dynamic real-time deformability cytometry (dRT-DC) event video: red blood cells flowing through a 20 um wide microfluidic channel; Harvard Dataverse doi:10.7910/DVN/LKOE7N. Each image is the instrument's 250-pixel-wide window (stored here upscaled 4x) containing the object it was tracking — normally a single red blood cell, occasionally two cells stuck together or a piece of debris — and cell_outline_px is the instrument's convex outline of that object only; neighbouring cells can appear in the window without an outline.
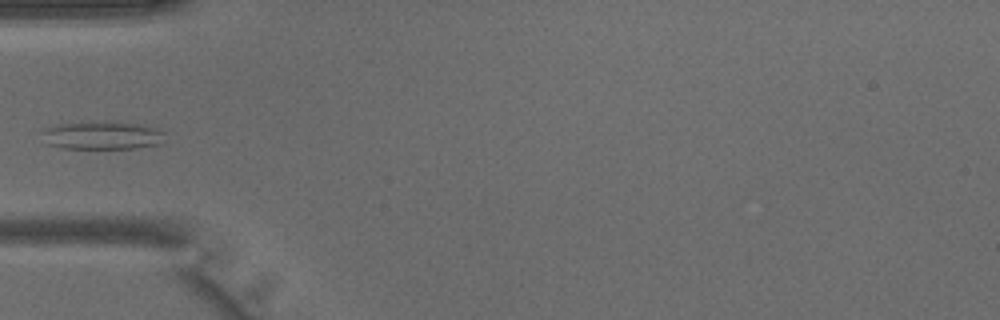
{"species": "common noctule bat (a hibernating species)", "species_latin": "Nyctalus noctula", "temperature_condition": "warm", "stored_images_in_passage": 25, "camera_frame_rate_fps": 3000, "um_per_image_px": 0.085, "animal": {"sex": "male", "body_mass_g": 15.6}, "frame": {"image": 1, "passage_image": 1, "time_ms": 0.0, "image_size_px": [1000, 320], "cell_outline_px": [[164, 144], [136, 148], [60, 148], [44, 144], [44, 128], [56, 124], [80, 120], [104, 120], [140, 124], [156, 128], [164, 132]], "centroid_in_image_um": [8.67, 11.48], "position_along_channel_um": 76.3, "area_um2": 20.98}}
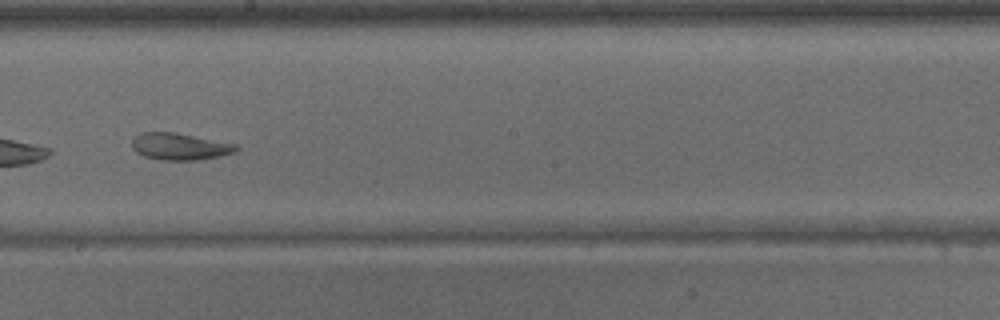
{"frame": {"image": 2, "passage_image": 11, "time_ms": 3.333, "image_size_px": [1000, 320], "cell_outline_px": [[240, 148], [236, 152], [196, 160], [160, 160], [144, 156], [136, 152], [132, 148], [132, 140], [140, 132], [172, 132], [236, 144]], "centroid_in_image_um": [15.25, 12.45], "position_along_channel_um": 233.0, "area_um2": 16.13}}
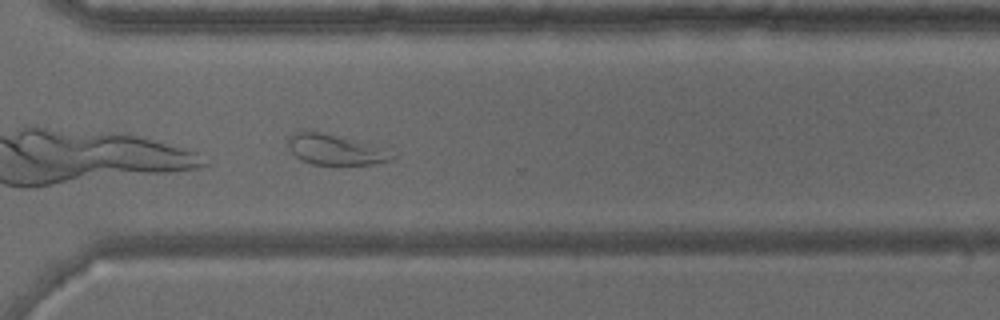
{"frame": {"image": 3, "passage_image": 18, "time_ms": 5.667, "image_size_px": [1000, 320], "cell_outline_px": [[396, 156], [392, 160], [376, 164], [312, 164], [300, 160], [288, 148], [288, 136], [296, 132], [320, 132], [336, 136], [364, 144]], "centroid_in_image_um": [28.37, 12.75], "position_along_channel_um": 342.2, "area_um2": 17.4}}